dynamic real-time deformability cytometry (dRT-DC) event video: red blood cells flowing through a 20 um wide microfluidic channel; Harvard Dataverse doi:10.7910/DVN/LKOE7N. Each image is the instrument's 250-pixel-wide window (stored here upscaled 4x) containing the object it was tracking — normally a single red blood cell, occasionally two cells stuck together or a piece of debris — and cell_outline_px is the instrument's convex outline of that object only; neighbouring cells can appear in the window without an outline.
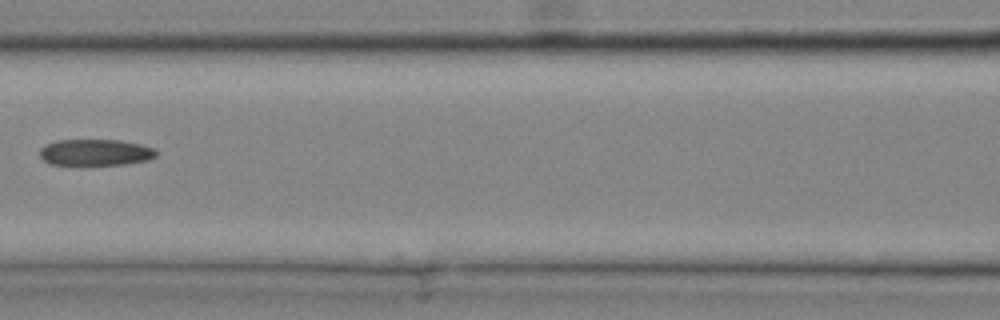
{"species": "common noctule bat (a hibernating species)", "species_latin": "Nyctalus noctula", "temperature_condition": "cold", "stored_images_in_passage": 24, "camera_frame_rate_fps": 3000, "um_per_image_px": 0.085, "animal": {"sex": "male", "body_mass_g": 20.4}, "frame": {"image": 1, "passage_image": 8, "time_ms": 2.333, "image_size_px": [1000, 320], "cell_outline_px": [[156, 156], [148, 160], [128, 164], [48, 164], [40, 156], [40, 148], [44, 144], [56, 140], [120, 140], [140, 144], [156, 148]], "centroid_in_image_um": [8.11, 12.94], "position_along_channel_um": 158.5, "area_um2": 17.92}}